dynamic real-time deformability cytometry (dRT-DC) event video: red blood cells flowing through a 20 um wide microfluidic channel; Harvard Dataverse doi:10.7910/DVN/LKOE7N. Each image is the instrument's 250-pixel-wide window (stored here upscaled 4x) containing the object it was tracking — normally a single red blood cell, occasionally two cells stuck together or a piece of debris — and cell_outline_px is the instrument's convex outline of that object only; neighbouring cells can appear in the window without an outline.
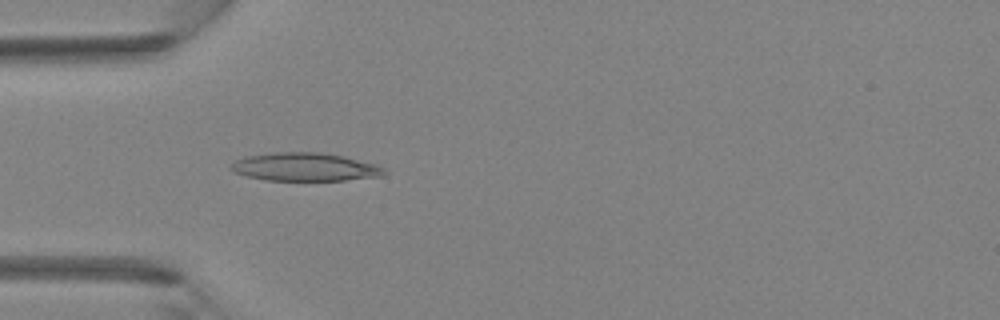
{"species": "Egyptian fruit bat (a non-hibernating species)", "species_latin": "Rousettus aegyptiacus", "temperature_condition": "room temperature", "stored_images_in_passage": 2, "camera_frame_rate_fps": 3000, "um_per_image_px": 0.085, "animal": {"sex": "female"}, "frame": {"image": 1, "passage_image": 2, "time_ms": 0.333, "image_size_px": [1000, 320], "cell_outline_px": [[388, 172], [380, 176], [344, 180], [264, 180], [232, 172], [228, 168], [236, 160], [244, 156], [276, 152], [320, 152], [344, 156], [376, 164], [384, 168]], "centroid_in_image_um": [25.9, 14.18], "position_along_channel_um": 59.1, "area_um2": 25.26}}